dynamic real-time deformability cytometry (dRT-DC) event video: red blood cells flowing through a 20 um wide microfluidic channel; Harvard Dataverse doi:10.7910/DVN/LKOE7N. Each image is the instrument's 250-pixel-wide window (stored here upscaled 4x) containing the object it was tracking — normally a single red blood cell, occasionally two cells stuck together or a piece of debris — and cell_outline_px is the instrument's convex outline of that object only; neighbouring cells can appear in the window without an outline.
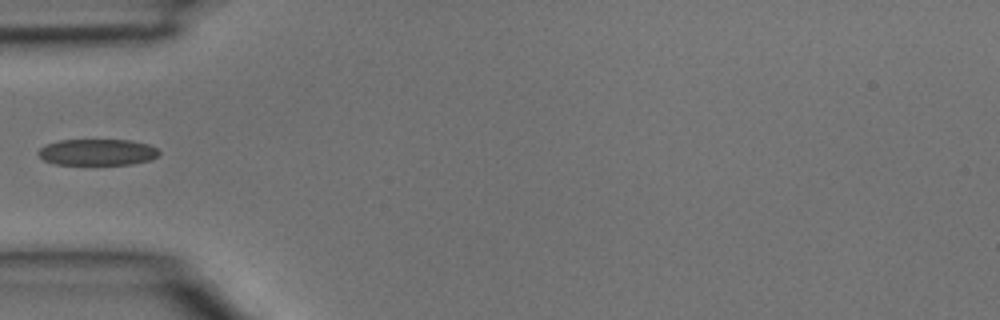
{"species": "common noctule bat (a hibernating species)", "species_latin": "Nyctalus noctula", "temperature_condition": "room temperature", "stored_images_in_passage": 4, "camera_frame_rate_fps": 3000, "um_per_image_px": 0.085, "animal": {"sex": "male", "body_mass_g": 15.6}, "frame": {"image": 1, "passage_image": 4, "time_ms": 1.0, "image_size_px": [1000, 320], "cell_outline_px": [[160, 156], [148, 160], [132, 164], [56, 164], [44, 160], [36, 152], [44, 144], [60, 140], [132, 140], [148, 144], [156, 148], [160, 152]], "centroid_in_image_um": [8.27, 12.92], "position_along_channel_um": 76.7, "area_um2": 18.55}}